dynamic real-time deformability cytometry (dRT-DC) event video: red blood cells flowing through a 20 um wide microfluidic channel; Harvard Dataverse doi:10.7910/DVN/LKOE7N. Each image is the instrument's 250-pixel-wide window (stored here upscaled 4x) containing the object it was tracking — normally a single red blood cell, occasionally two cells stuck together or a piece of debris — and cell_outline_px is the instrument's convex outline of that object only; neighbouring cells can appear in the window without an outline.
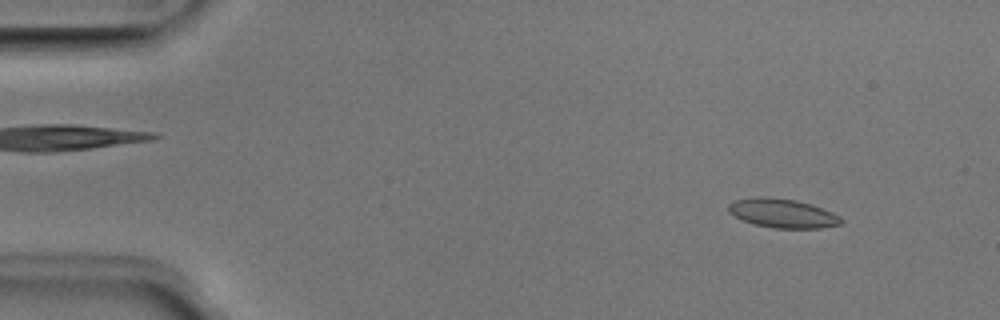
{"species": "Egyptian fruit bat (a non-hibernating species)", "species_latin": "Rousettus aegyptiacus", "temperature_condition": "room temperature", "stored_images_in_passage": 33, "camera_frame_rate_fps": 3000, "um_per_image_px": 0.085, "animal": {"sex": "male"}, "frame": {"image": 1, "passage_image": 5, "time_ms": 1.333, "image_size_px": [1000, 320], "cell_outline_px": [[844, 220], [840, 224], [820, 228], [776, 228], [756, 224], [744, 220], [728, 212], [728, 204], [736, 200], [760, 196], [796, 200], [812, 204], [832, 212], [840, 216]], "centroid_in_image_um": [66.55, 18.12], "position_along_channel_um": 18.5, "area_um2": 18.84}}
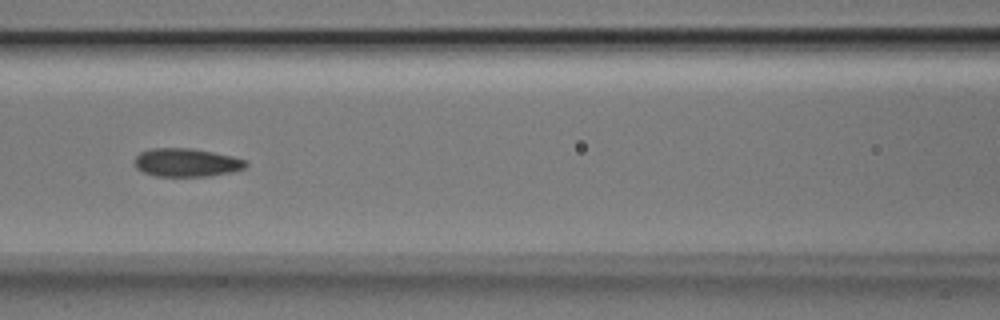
{"frame": {"image": 2, "passage_image": 22, "time_ms": 7.0, "image_size_px": [1000, 320], "cell_outline_px": [[248, 164], [244, 168], [232, 172], [208, 176], [156, 176], [144, 172], [136, 168], [136, 156], [140, 152], [152, 148], [192, 148], [232, 156], [248, 160]], "centroid_in_image_um": [15.88, 13.81], "position_along_channel_um": 150.7, "area_um2": 18.32}}
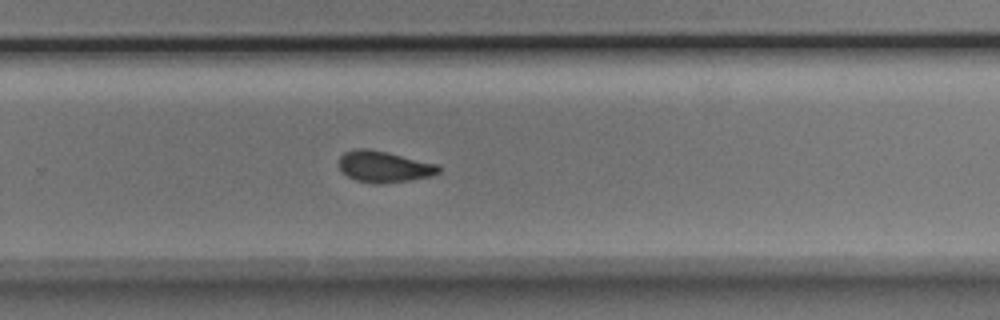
{"frame": {"image": 3, "passage_image": 33, "time_ms": 10.667, "image_size_px": [1000, 320], "cell_outline_px": [[440, 172], [432, 176], [408, 180], [380, 184], [376, 184], [356, 180], [348, 176], [340, 168], [340, 156], [344, 152], [352, 148], [368, 148], [388, 152], [436, 164], [440, 168]], "centroid_in_image_um": [32.63, 14.15], "position_along_channel_um": 297.2, "area_um2": 18.09}}